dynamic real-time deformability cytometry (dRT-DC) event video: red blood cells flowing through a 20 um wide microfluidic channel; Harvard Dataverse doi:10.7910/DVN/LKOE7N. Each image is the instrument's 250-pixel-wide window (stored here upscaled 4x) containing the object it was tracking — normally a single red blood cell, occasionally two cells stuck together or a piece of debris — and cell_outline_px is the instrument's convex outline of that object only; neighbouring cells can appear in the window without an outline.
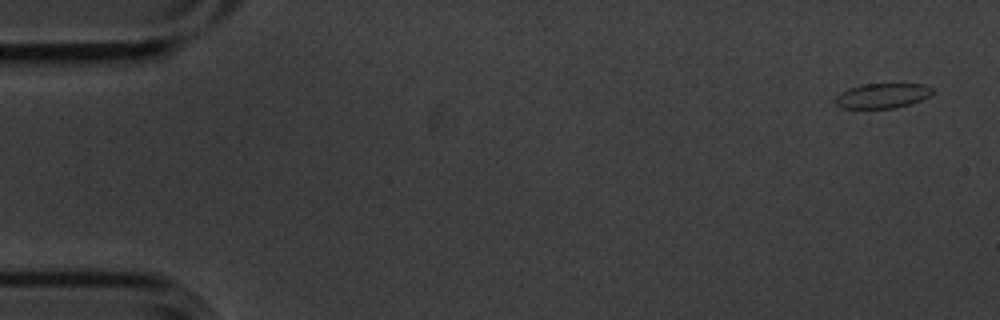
{"species": "common noctule bat (a hibernating species)", "species_latin": "Nyctalus noctula", "temperature_condition": "cold", "stored_images_in_passage": 5, "camera_frame_rate_fps": 3000, "um_per_image_px": 0.085, "animal": {"sex": "male", "body_mass_g": 20.1, "forearm_length_mm": 53.5}, "frame": {"image": 1, "passage_image": 1, "time_ms": 0.0, "image_size_px": [1000, 320], "cell_outline_px": [[936, 92], [912, 104], [896, 108], [840, 108], [836, 104], [836, 96], [840, 92], [848, 88], [860, 84], [924, 84], [932, 88]], "centroid_in_image_um": [75.01, 8.13], "position_along_channel_um": 10.0, "area_um2": 14.22}}
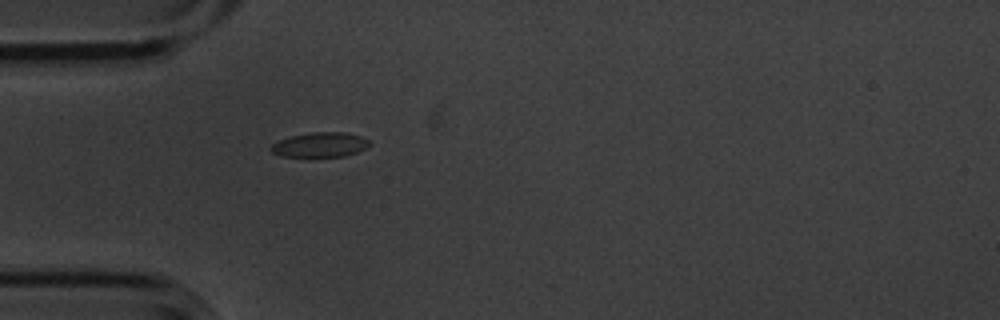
{"frame": {"image": 2, "passage_image": 5, "time_ms": 1.333, "image_size_px": [1000, 320], "cell_outline_px": [[368, 144], [364, 148], [356, 152], [344, 156], [308, 160], [280, 156], [272, 152], [268, 148], [272, 144], [280, 140], [292, 136], [308, 132], [344, 132], [360, 136], [368, 140]], "centroid_in_image_um": [27.11, 12.36], "position_along_channel_um": 57.9, "area_um2": 14.85}}